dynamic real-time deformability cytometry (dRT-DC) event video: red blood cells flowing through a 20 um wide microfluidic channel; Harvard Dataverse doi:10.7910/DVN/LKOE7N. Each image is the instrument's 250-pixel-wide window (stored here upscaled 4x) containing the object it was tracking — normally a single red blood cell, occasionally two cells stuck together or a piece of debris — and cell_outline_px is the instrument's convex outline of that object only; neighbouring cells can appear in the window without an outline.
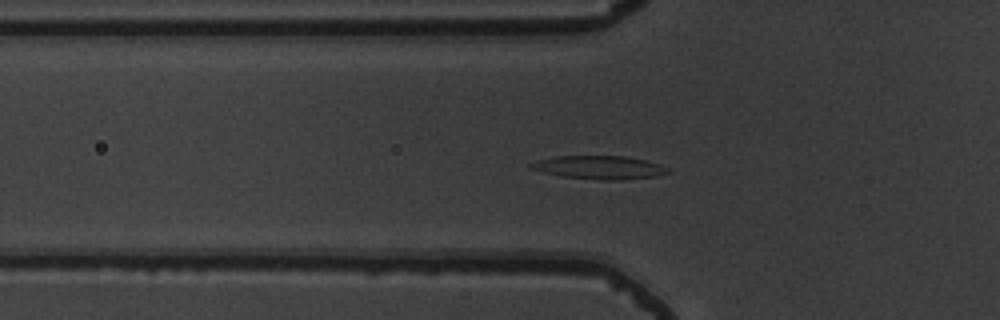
{"species": "common noctule bat (a hibernating species)", "species_latin": "Nyctalus noctula", "temperature_condition": "warm", "stored_images_in_passage": 44, "camera_frame_rate_fps": 3000, "um_per_image_px": 0.085, "animal": {"sex": "male", "body_mass_g": 19.5, "forearm_length_mm": 54.6}, "frame": {"image": 1, "passage_image": 13, "time_ms": 4.0, "image_size_px": [1000, 320], "cell_outline_px": [[672, 172], [656, 176], [620, 180], [604, 180], [564, 176], [544, 172], [528, 168], [528, 164], [536, 160], [556, 156], [624, 156], [644, 160], [660, 164], [668, 168]], "centroid_in_image_um": [50.94, 14.22], "position_along_channel_um": 74.9, "area_um2": 18.55}}
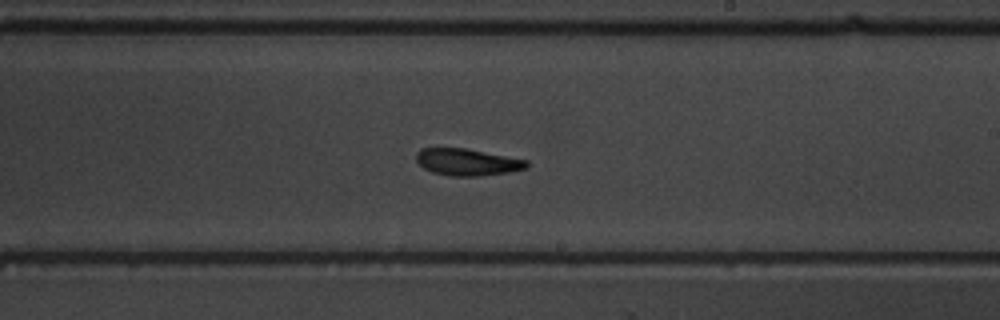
{"frame": {"image": 2, "passage_image": 27, "time_ms": 8.667, "image_size_px": [1000, 320], "cell_outline_px": [[528, 168], [508, 172], [480, 176], [452, 176], [432, 172], [424, 168], [416, 160], [416, 152], [420, 148], [464, 148], [528, 160]], "centroid_in_image_um": [39.71, 13.78], "position_along_channel_um": 249.3, "area_um2": 17.22}}
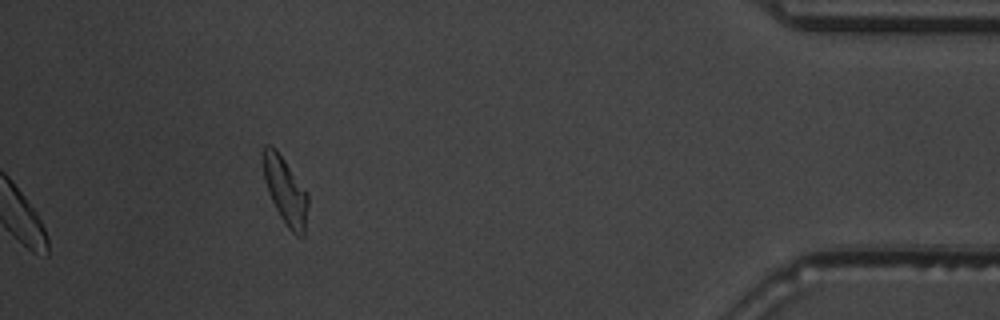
{"frame": {"image": 3, "passage_image": 44, "time_ms": 14.333, "image_size_px": [1000, 320], "cell_outline_px": [[308, 204], [304, 236], [296, 236], [288, 228], [280, 216], [268, 192], [264, 180], [264, 144], [268, 144], [276, 148], [308, 192]], "centroid_in_image_um": [24.28, 16.23], "position_along_channel_um": 410.9, "area_um2": 17.4}, "authors_computed_cell_mechanics": {"area_um2": 18.1492, "velocity_mm_per_s": 3.7414, "shape_relaxation_time_tau1_ms": 6.4526, "shape_relaxation_time_tau2_ms": 5.5651, "deformation_change_tau1": 0.1896, "deformation_change_tau2": 0.1567}}